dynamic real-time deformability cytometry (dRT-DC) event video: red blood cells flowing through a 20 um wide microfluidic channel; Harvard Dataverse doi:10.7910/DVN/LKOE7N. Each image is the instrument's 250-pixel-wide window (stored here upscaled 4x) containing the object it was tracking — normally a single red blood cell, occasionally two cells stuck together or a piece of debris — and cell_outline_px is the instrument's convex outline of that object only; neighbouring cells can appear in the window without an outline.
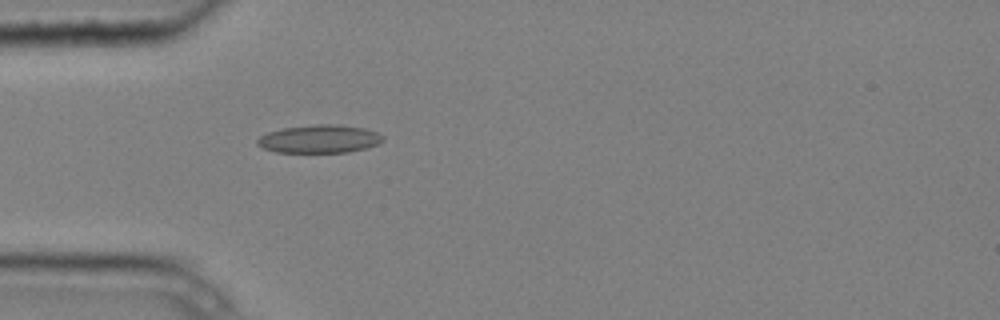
{"species": "common noctule bat (a hibernating species)", "species_latin": "Nyctalus noctula", "temperature_condition": "cold", "stored_images_in_passage": 3, "camera_frame_rate_fps": 3000, "um_per_image_px": 0.085, "animal": {"sex": "male", "body_mass_g": 20.4}, "frame": {"image": 1, "passage_image": 3, "time_ms": 0.667, "image_size_px": [1000, 320], "cell_outline_px": [[384, 140], [376, 144], [364, 148], [348, 152], [276, 152], [264, 148], [256, 144], [256, 140], [260, 136], [268, 132], [284, 128], [316, 124], [340, 124], [364, 128], [376, 132], [384, 136]], "centroid_in_image_um": [27.14, 11.8], "position_along_channel_um": 57.9, "area_um2": 20.46}}